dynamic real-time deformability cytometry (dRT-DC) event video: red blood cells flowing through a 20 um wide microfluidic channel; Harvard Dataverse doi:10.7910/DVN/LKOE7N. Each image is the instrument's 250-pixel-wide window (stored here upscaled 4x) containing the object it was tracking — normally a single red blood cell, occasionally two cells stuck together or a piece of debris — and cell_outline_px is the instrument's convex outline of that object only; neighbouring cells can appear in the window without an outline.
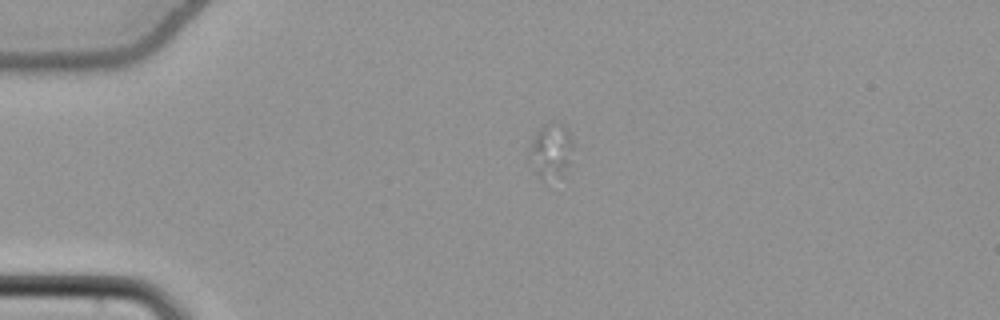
{"species": "common noctule bat (a hibernating species)", "species_latin": "Nyctalus noctula", "temperature_condition": "cold", "stored_images_in_passage": 12, "camera_frame_rate_fps": 3000, "um_per_image_px": 0.085, "animal": {"sex": "female", "body_mass_g": 22.7, "forearm_length_mm": 54.2}, "frame": {"image": 1, "passage_image": 1, "time_ms": 0.0, "image_size_px": [1000, 320], "cell_outline_px": [[572, 148], [568, 164], [560, 176], [540, 176], [536, 172], [528, 160], [528, 148], [540, 124], [552, 120], [564, 124], [572, 132]], "centroid_in_image_um": [46.81, 12.66], "position_along_channel_um": 38.2, "area_um2": 14.05}}
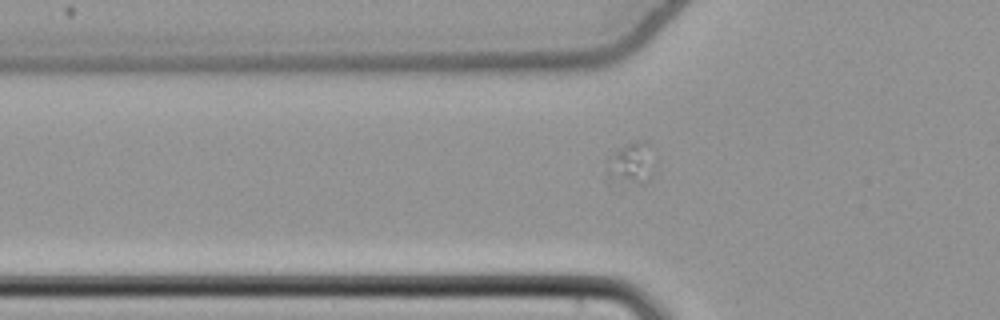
{"frame": {"image": 2, "passage_image": 7, "time_ms": 2.0, "image_size_px": [1000, 320], "cell_outline_px": [[656, 164], [652, 176], [644, 184], [604, 180], [616, 152], [620, 148], [636, 140], [648, 140]], "centroid_in_image_um": [53.77, 13.91], "position_along_channel_um": 72.0, "area_um2": 11.62}}
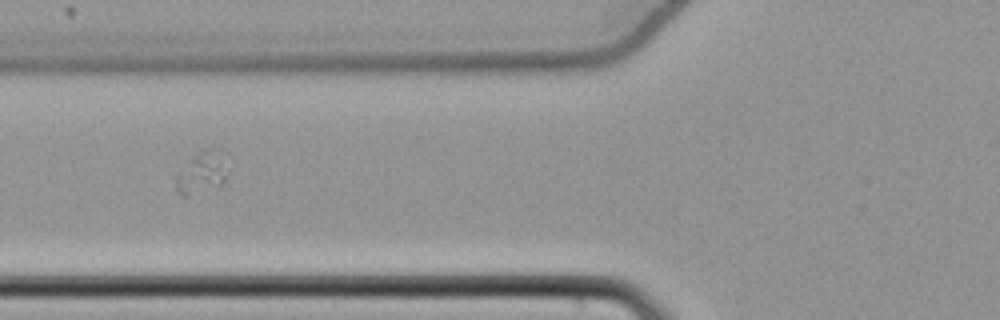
{"frame": {"image": 3, "passage_image": 10, "time_ms": 3.0, "image_size_px": [1000, 320], "cell_outline_px": [[224, 180], [220, 184], [184, 196], [180, 196], [176, 188], [172, 176], [200, 152], [208, 152], [224, 176]], "centroid_in_image_um": [16.82, 14.88], "position_along_channel_um": 109.0, "area_um2": 10.23}}